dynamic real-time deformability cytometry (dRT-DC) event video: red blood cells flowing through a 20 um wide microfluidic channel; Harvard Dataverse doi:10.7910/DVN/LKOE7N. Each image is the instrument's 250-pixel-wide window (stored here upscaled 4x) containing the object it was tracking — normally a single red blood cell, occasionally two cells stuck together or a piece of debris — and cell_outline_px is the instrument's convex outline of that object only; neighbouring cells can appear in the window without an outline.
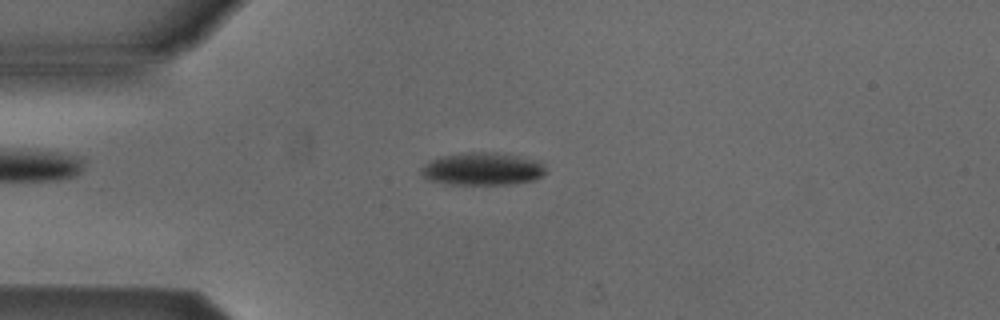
{"species": "Egyptian fruit bat (a non-hibernating species)", "species_latin": "Rousettus aegyptiacus", "temperature_condition": "cold", "stored_images_in_passage": 39, "camera_frame_rate_fps": 3000, "um_per_image_px": 0.085, "animal": {"sex": "male"}, "frame": {"image": 1, "passage_image": 10, "time_ms": 3.0, "image_size_px": [1000, 320], "cell_outline_px": [[548, 168], [544, 176], [536, 180], [512, 184], [448, 184], [428, 180], [420, 172], [420, 168], [424, 164], [440, 156], [468, 152], [496, 152], [540, 160]], "centroid_in_image_um": [41.07, 14.36], "position_along_channel_um": 43.9, "area_um2": 24.1}}
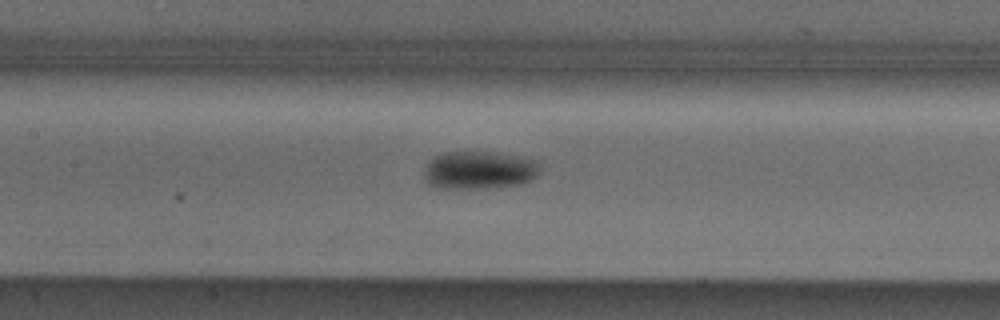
{"frame": {"image": 2, "passage_image": 21, "time_ms": 6.667, "image_size_px": [1000, 320], "cell_outline_px": [[540, 168], [536, 176], [532, 180], [520, 184], [484, 188], [440, 188], [432, 184], [424, 176], [424, 172], [428, 164], [436, 156], [444, 152], [496, 152], [520, 156], [536, 160], [540, 164]], "centroid_in_image_um": [40.8, 14.45], "position_along_channel_um": 166.6, "area_um2": 25.43}}
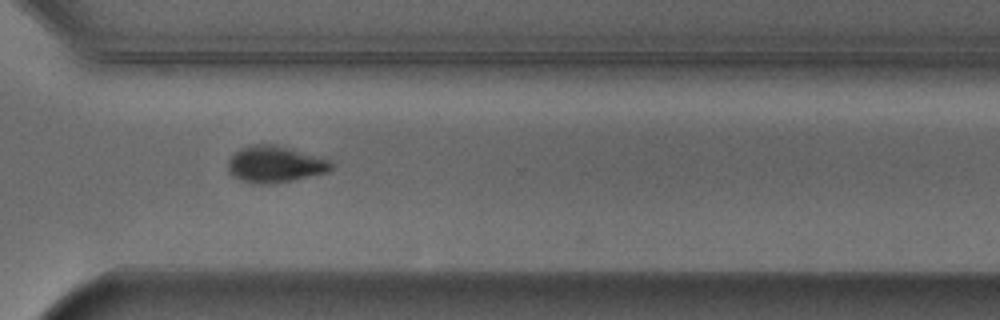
{"frame": {"image": 3, "passage_image": 35, "time_ms": 11.333, "image_size_px": [1000, 320], "cell_outline_px": [[332, 168], [328, 172], [292, 180], [264, 184], [252, 184], [240, 180], [232, 176], [228, 172], [228, 160], [236, 152], [252, 144], [276, 144], [328, 160], [332, 164]], "centroid_in_image_um": [23.33, 13.97], "position_along_channel_um": 347.3, "area_um2": 21.68}, "authors_computed_cell_mechanics": {"area_um2": 24.1604, "velocity_mm_per_s": 3.8798, "shape_relaxation_time_tau1_ms": 3.6016, "shape_relaxation_time_tau2_ms": null, "deformation_change_tau1": 0.1181, "deformation_change_tau2": null}}